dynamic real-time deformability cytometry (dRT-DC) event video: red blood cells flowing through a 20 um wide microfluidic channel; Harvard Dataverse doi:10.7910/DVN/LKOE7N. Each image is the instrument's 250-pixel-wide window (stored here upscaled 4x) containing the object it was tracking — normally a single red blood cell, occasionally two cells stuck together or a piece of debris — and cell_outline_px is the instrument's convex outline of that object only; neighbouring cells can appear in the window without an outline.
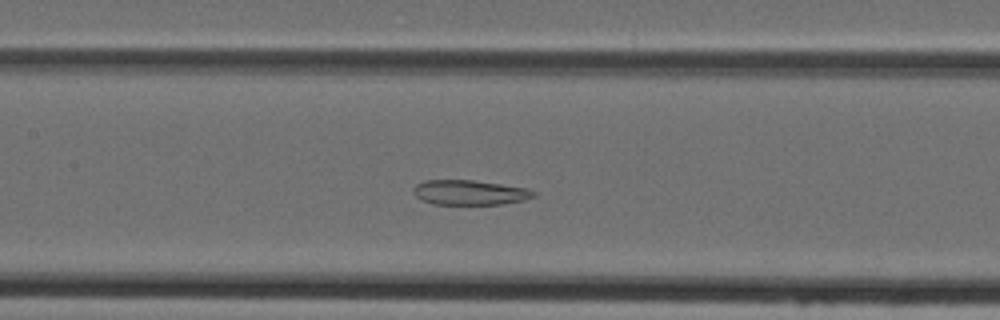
{"species": "Egyptian fruit bat (a non-hibernating species)", "species_latin": "Rousettus aegyptiacus", "temperature_condition": "cold", "stored_images_in_passage": 34, "camera_frame_rate_fps": 3000, "um_per_image_px": 0.085, "animal": {"sex": "female"}, "frame": {"image": 1, "passage_image": 13, "time_ms": 4.0, "image_size_px": [1000, 320], "cell_outline_px": [[536, 196], [524, 200], [500, 204], [432, 204], [420, 200], [416, 196], [412, 188], [416, 184], [424, 180], [472, 180], [528, 188], [536, 192]], "centroid_in_image_um": [39.91, 16.36], "position_along_channel_um": 167.5, "area_um2": 17.46}}
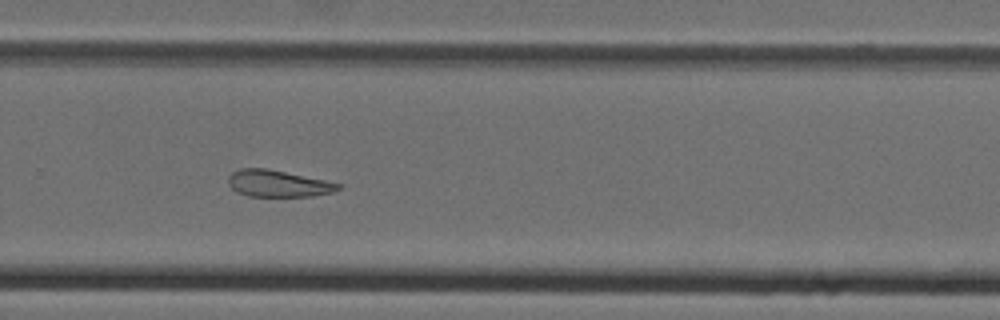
{"frame": {"image": 2, "passage_image": 23, "time_ms": 7.333, "image_size_px": [1000, 320], "cell_outline_px": [[344, 184], [340, 188], [332, 192], [312, 196], [248, 196], [236, 192], [228, 184], [228, 176], [232, 172], [240, 168], [268, 168]], "centroid_in_image_um": [23.62, 15.59], "position_along_channel_um": 306.2, "area_um2": 17.22}}
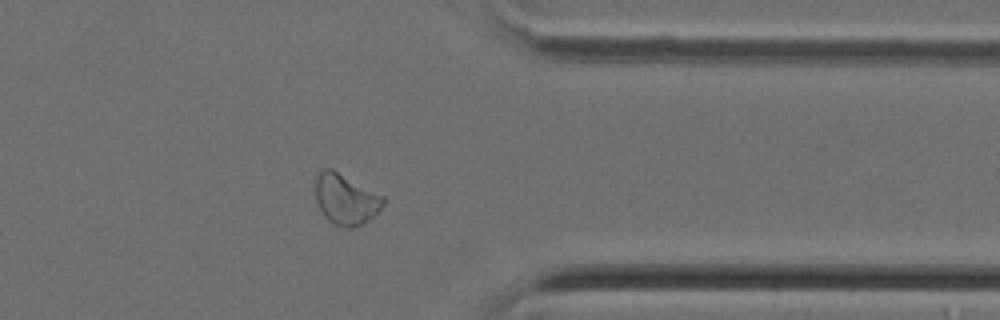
{"frame": {"image": 3, "passage_image": 29, "time_ms": 9.333, "image_size_px": [1000, 320], "cell_outline_px": [[384, 204], [372, 216], [360, 224], [348, 228], [344, 228], [328, 220], [324, 216], [316, 200], [316, 176], [324, 168], [332, 168], [384, 196]], "centroid_in_image_um": [29.37, 16.91], "position_along_channel_um": 382.0, "area_um2": 19.65}}